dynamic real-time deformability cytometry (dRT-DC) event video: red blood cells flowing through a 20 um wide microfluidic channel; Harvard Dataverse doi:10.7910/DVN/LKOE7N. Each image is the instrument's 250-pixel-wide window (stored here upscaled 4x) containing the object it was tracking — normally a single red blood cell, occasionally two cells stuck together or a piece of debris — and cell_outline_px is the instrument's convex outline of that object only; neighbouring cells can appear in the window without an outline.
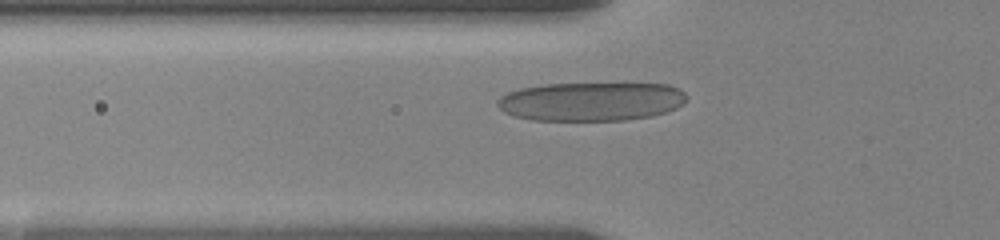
{"species": "human", "species_latin": "Homo sapiens", "temperature_condition": "room temperature", "stored_images_in_passage": 57, "camera_frame_rate_fps": 3000, "um_per_image_px": 0.085, "donor": {"sex": "female"}, "frame": {"image": 1, "passage_image": 8, "time_ms": 2.333, "image_size_px": [1000, 240], "cell_outline_px": [[688, 96], [684, 104], [676, 108], [652, 116], [624, 120], [532, 120], [512, 116], [504, 112], [496, 104], [496, 100], [500, 96], [508, 92], [520, 88], [544, 84], [668, 84], [680, 88]], "centroid_in_image_um": [50.24, 8.63], "position_along_channel_um": 75.6, "area_um2": 42.95}}
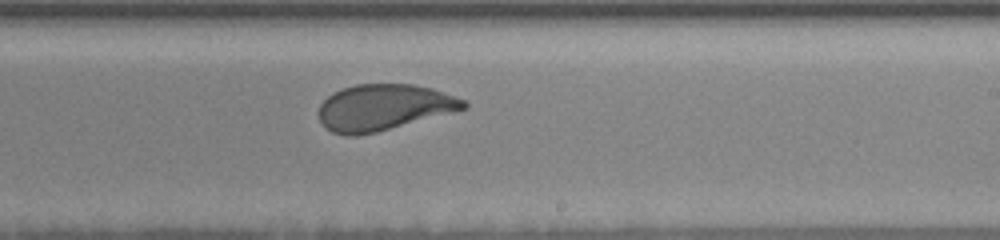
{"frame": {"image": 2, "passage_image": 29, "time_ms": 7.333, "image_size_px": [1000, 240], "cell_outline_px": [[468, 108], [376, 132], [356, 136], [348, 136], [332, 132], [324, 128], [320, 120], [320, 104], [332, 92], [340, 88], [356, 84], [412, 84], [432, 88], [464, 100], [468, 104]], "centroid_in_image_um": [32.58, 9.12], "position_along_channel_um": 256.4, "area_um2": 38.84}}
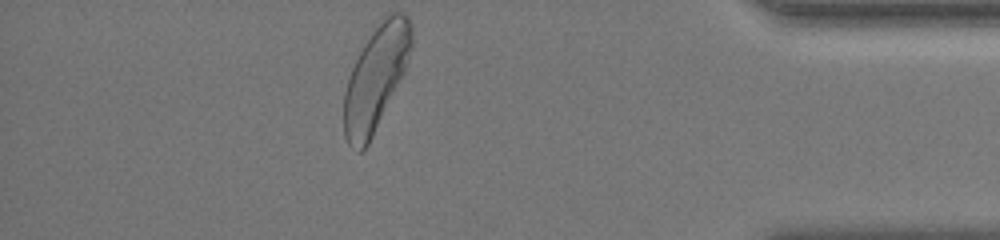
{"frame": {"image": 3, "passage_image": 57, "time_ms": 12.333, "image_size_px": [1000, 240], "cell_outline_px": [[412, 44], [404, 72], [368, 144], [360, 152], [356, 152], [348, 144], [344, 136], [344, 92], [352, 68], [364, 44], [372, 32], [388, 12], [400, 12], [408, 16], [412, 24]], "centroid_in_image_um": [31.94, 6.62], "position_along_channel_um": 403.3, "area_um2": 40.34}, "authors_computed_cell_mechanics": {"area_um2": 38.8994, "velocity_mm_per_s": 3.5978, "shape_relaxation_time_tau1_ms": 4.9965, "shape_relaxation_time_tau2_ms": null, "deformation_change_tau1": 0.1666, "deformation_change_tau2": null}}